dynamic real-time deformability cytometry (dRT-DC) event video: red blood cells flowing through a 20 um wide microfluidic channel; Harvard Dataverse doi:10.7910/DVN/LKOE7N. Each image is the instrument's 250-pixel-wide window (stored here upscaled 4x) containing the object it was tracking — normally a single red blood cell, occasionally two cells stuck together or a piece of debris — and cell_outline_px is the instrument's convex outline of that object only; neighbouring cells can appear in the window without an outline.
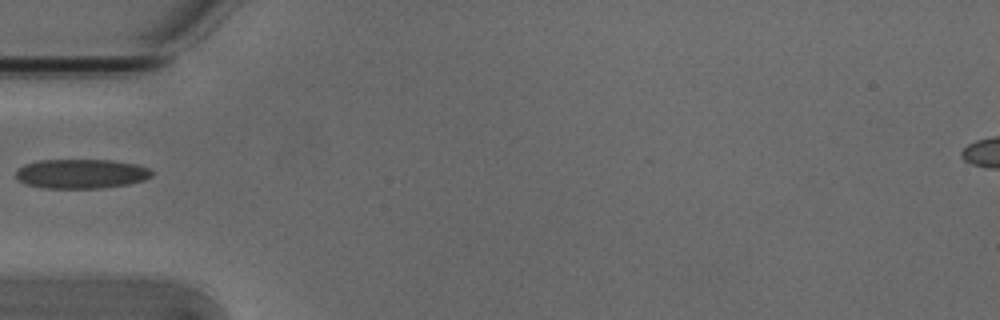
{"species": "Egyptian fruit bat (a non-hibernating species)", "species_latin": "Rousettus aegyptiacus", "temperature_condition": "cold", "stored_images_in_passage": 22, "camera_frame_rate_fps": 3000, "um_per_image_px": 0.085, "animal": {"sex": "male"}, "frame": {"image": 1, "passage_image": 1, "time_ms": 0.0, "image_size_px": [1000, 320], "cell_outline_px": [[156, 172], [152, 176], [144, 180], [128, 184], [100, 188], [44, 188], [24, 184], [16, 176], [16, 172], [24, 164], [40, 160], [112, 160], [136, 164], [148, 168]], "centroid_in_image_um": [6.93, 14.77], "position_along_channel_um": 78.1, "area_um2": 23.35}}
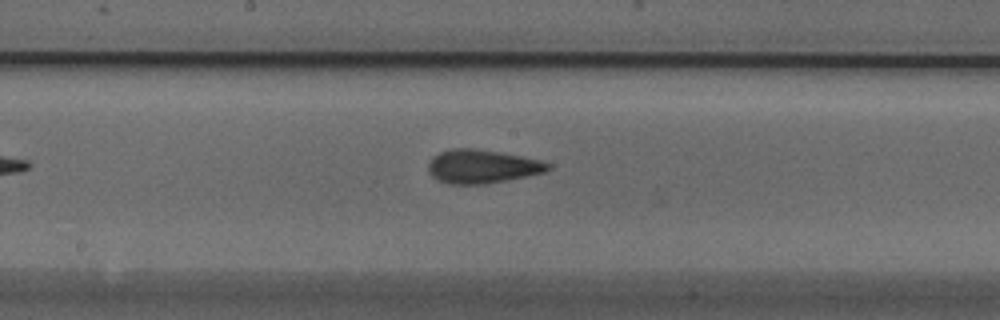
{"frame": {"image": 2, "passage_image": 11, "time_ms": 3.333, "image_size_px": [1000, 320], "cell_outline_px": [[552, 168], [544, 172], [484, 184], [448, 184], [436, 180], [428, 172], [428, 164], [432, 156], [440, 152], [452, 148], [472, 148], [500, 152], [540, 160], [552, 164]], "centroid_in_image_um": [40.93, 14.14], "position_along_channel_um": 207.3, "area_um2": 23.41}}
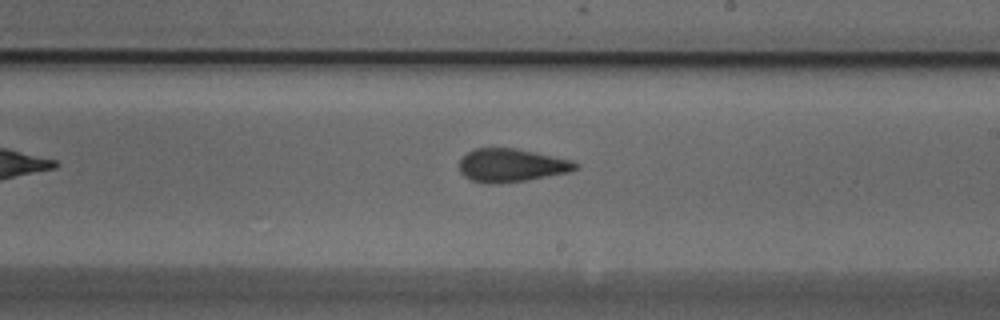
{"frame": {"image": 3, "passage_image": 14, "time_ms": 4.333, "image_size_px": [1000, 320], "cell_outline_px": [[580, 168], [568, 172], [524, 180], [500, 184], [488, 184], [472, 180], [464, 176], [460, 172], [460, 160], [468, 152], [476, 148], [516, 148], [572, 160], [580, 164]], "centroid_in_image_um": [43.48, 14.05], "position_along_channel_um": 245.5, "area_um2": 22.43}}